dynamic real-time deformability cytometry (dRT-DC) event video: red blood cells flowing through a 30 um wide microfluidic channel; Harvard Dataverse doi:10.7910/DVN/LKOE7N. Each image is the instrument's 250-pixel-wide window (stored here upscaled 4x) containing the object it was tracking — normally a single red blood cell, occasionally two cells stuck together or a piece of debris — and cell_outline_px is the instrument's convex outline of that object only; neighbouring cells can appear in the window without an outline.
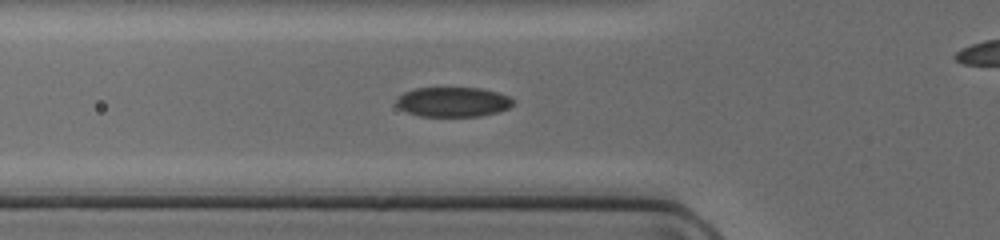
{"species": "common noctule bat (a hibernating species)", "species_latin": "Nyctalus noctula", "temperature_condition": "cold", "stored_images_in_passage": 25, "camera_frame_rate_fps": 3000, "um_per_image_px": 0.085, "animal": {"sex": "female", "body_mass_g": 17.0, "forearm_length_mm": 48.0}, "frame": {"image": 1, "passage_image": 2, "time_ms": 0.333, "image_size_px": [1000, 240], "cell_outline_px": [[516, 100], [508, 108], [496, 112], [480, 116], [420, 116], [408, 112], [400, 108], [396, 104], [396, 96], [404, 92], [416, 88], [480, 88], [496, 92], [508, 96]], "centroid_in_image_um": [38.48, 8.66], "position_along_channel_um": 87.3, "area_um2": 20.17}}
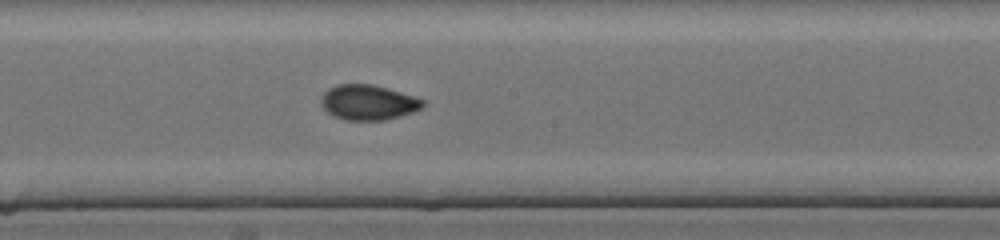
{"frame": {"image": 2, "passage_image": 11, "time_ms": 3.333, "image_size_px": [1000, 240], "cell_outline_px": [[424, 108], [400, 116], [384, 120], [344, 120], [332, 116], [320, 104], [320, 96], [328, 88], [336, 84], [372, 84], [400, 92], [424, 100]], "centroid_in_image_um": [31.25, 8.71], "position_along_channel_um": 216.9, "area_um2": 20.92}}
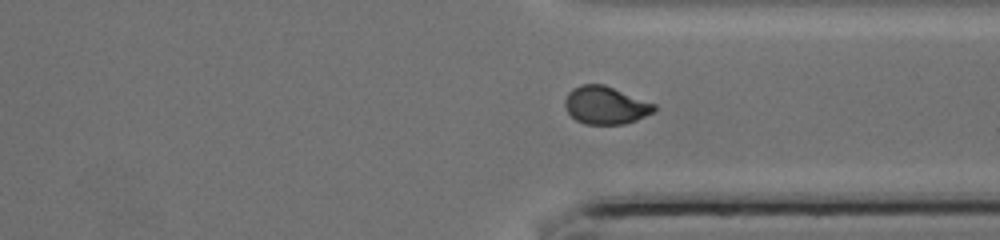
{"frame": {"image": 3, "passage_image": 21, "time_ms": 6.667, "image_size_px": [1000, 240], "cell_outline_px": [[656, 112], [636, 120], [624, 124], [584, 124], [576, 120], [568, 112], [564, 104], [564, 100], [568, 92], [572, 88], [580, 84], [604, 84], [656, 104]], "centroid_in_image_um": [51.48, 8.94], "position_along_channel_um": 359.9, "area_um2": 19.83}}